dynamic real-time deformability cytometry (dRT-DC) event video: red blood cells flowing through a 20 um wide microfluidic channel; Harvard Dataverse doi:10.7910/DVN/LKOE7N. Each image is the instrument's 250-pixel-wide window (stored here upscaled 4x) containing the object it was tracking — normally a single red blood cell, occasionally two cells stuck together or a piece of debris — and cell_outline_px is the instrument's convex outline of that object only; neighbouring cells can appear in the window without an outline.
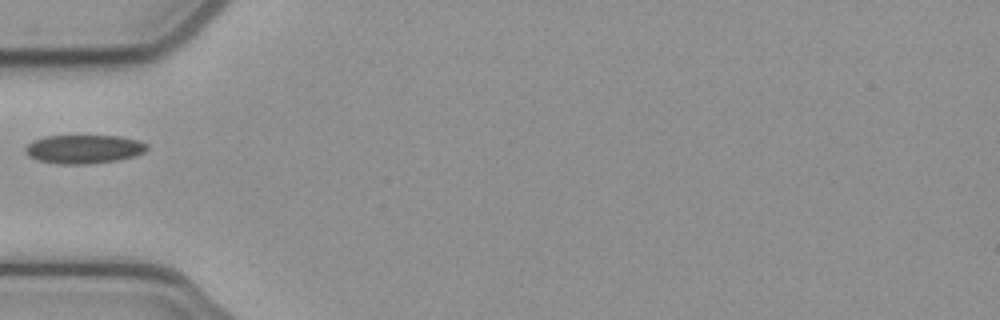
{"species": "common noctule bat (a hibernating species)", "species_latin": "Nyctalus noctula", "temperature_condition": "cold", "stored_images_in_passage": 36, "camera_frame_rate_fps": 3000, "um_per_image_px": 0.085, "animal": {"sex": "female", "body_mass_g": 21.9}, "frame": {"image": 1, "passage_image": 1, "time_ms": 0.0, "image_size_px": [1000, 320], "cell_outline_px": [[148, 148], [144, 152], [136, 156], [116, 160], [88, 164], [56, 164], [36, 160], [28, 156], [24, 152], [24, 148], [32, 140], [44, 136], [120, 136], [140, 140], [148, 144]], "centroid_in_image_um": [7.11, 12.67], "position_along_channel_um": 77.9, "area_um2": 20.63}}
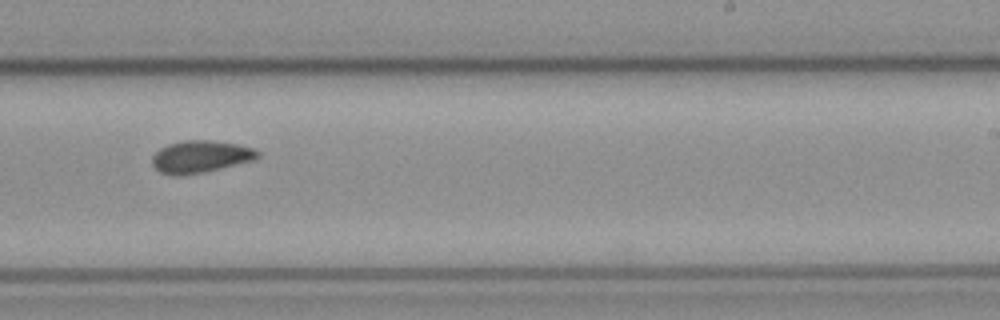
{"frame": {"image": 2, "passage_image": 16, "time_ms": 5.0, "image_size_px": [1000, 320], "cell_outline_px": [[260, 156], [256, 160], [220, 168], [180, 176], [176, 176], [160, 172], [152, 164], [152, 156], [160, 148], [168, 144], [184, 140], [208, 140], [236, 144], [252, 148], [260, 152]], "centroid_in_image_um": [17.04, 13.31], "position_along_channel_um": 272.0, "area_um2": 19.65}}
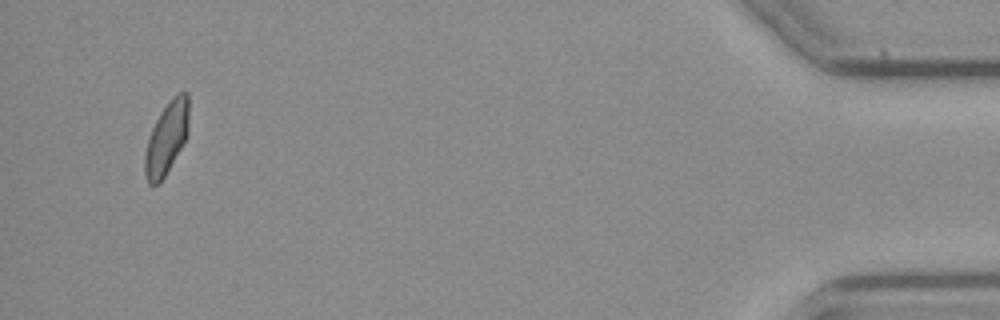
{"frame": {"image": 3, "passage_image": 34, "time_ms": 11.0, "image_size_px": [1000, 320], "cell_outline_px": [[188, 136], [160, 184], [148, 184], [144, 172], [144, 156], [148, 140], [152, 128], [160, 112], [180, 92], [188, 92]], "centroid_in_image_um": [14.16, 11.8], "position_along_channel_um": 421.0, "area_um2": 18.32}}